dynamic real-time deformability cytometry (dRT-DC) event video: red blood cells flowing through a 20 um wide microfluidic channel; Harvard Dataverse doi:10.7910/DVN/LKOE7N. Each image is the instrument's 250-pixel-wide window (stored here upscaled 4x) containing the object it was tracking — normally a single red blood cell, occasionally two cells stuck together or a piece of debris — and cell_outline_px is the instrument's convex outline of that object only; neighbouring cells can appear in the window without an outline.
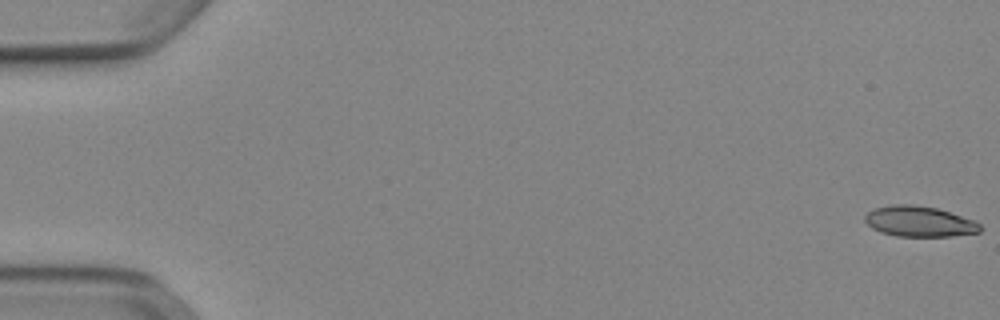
{"species": "Egyptian fruit bat (a non-hibernating species)", "species_latin": "Rousettus aegyptiacus", "temperature_condition": "cold", "stored_images_in_passage": 53, "camera_frame_rate_fps": 3000, "um_per_image_px": 0.085, "animal": {"sex": "female"}, "frame": {"image": 1, "passage_image": 1, "time_ms": 0.0, "image_size_px": [1000, 320], "cell_outline_px": [[984, 228], [980, 232], [952, 236], [896, 236], [880, 232], [872, 228], [864, 220], [864, 216], [868, 212], [876, 208], [892, 204], [912, 204], [936, 208], [976, 220]], "centroid_in_image_um": [78.17, 18.82], "position_along_channel_um": 6.8, "area_um2": 20.63}}
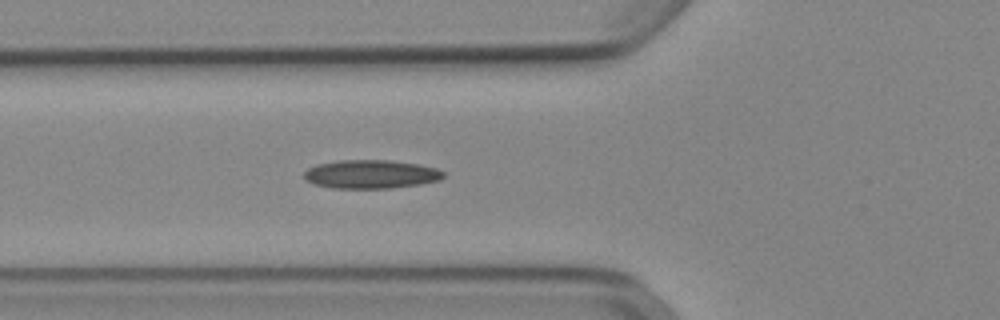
{"frame": {"image": 2, "passage_image": 20, "time_ms": 6.333, "image_size_px": [1000, 320], "cell_outline_px": [[444, 176], [440, 180], [420, 184], [392, 188], [332, 188], [312, 184], [304, 176], [304, 172], [308, 168], [316, 164], [340, 160], [388, 160], [416, 164], [436, 168], [444, 172]], "centroid_in_image_um": [31.51, 14.81], "position_along_channel_um": 94.3, "area_um2": 23.18}}
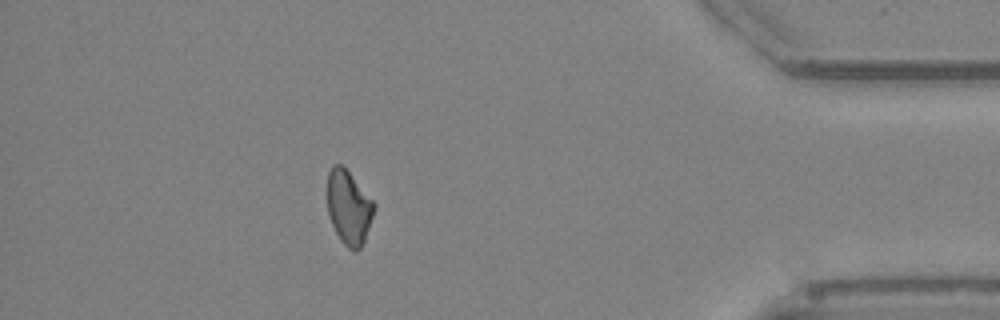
{"frame": {"image": 3, "passage_image": 47, "time_ms": 15.333, "image_size_px": [1000, 320], "cell_outline_px": [[376, 204], [364, 240], [360, 248], [356, 252], [348, 248], [340, 240], [328, 216], [328, 172], [332, 164], [340, 164], [348, 172]], "centroid_in_image_um": [29.63, 17.64], "position_along_channel_um": 405.6, "area_um2": 19.77}}